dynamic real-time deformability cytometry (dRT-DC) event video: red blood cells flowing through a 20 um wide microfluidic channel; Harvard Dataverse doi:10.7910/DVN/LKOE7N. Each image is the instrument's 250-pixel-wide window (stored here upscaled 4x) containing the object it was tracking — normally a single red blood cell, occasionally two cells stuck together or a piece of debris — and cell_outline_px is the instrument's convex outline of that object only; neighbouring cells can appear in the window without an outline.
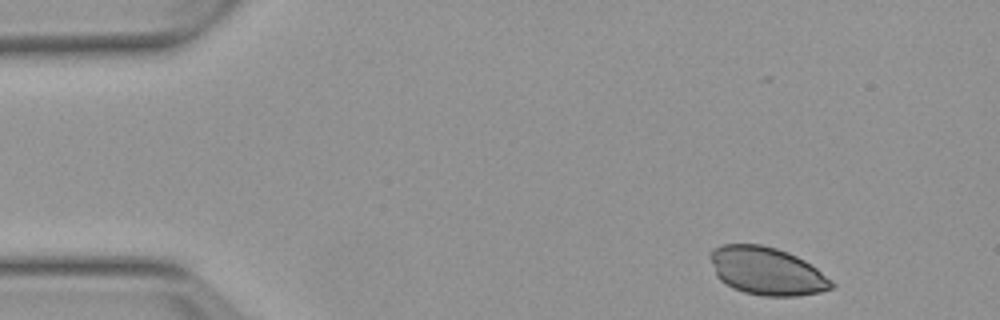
{"species": "Egyptian fruit bat (a non-hibernating species)", "species_latin": "Rousettus aegyptiacus", "temperature_condition": "warm", "stored_images_in_passage": 4, "camera_frame_rate_fps": 3000, "um_per_image_px": 0.085, "animal": {"sex": "female"}, "frame": {"image": 1, "passage_image": 1, "time_ms": 0.0, "image_size_px": [1000, 320], "cell_outline_px": [[836, 288], [820, 292], [796, 296], [764, 296], [744, 292], [732, 288], [720, 280], [716, 276], [708, 256], [712, 248], [724, 244], [760, 244], [776, 248], [788, 252], [804, 260], [816, 268], [832, 280], [836, 284]], "centroid_in_image_um": [65.17, 23.04], "position_along_channel_um": 19.8, "area_um2": 34.1}}